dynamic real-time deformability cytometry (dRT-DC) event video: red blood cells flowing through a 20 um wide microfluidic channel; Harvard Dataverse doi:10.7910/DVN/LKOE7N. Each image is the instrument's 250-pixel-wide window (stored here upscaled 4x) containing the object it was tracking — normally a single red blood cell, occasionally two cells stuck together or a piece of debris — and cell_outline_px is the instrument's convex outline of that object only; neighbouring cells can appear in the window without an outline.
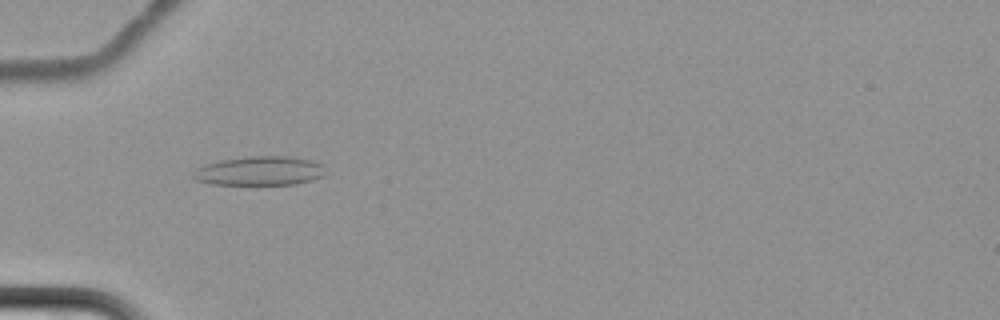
{"species": "common noctule bat (a hibernating species)", "species_latin": "Nyctalus noctula", "temperature_condition": "cold", "stored_images_in_passage": 8, "camera_frame_rate_fps": 3000, "um_per_image_px": 0.085, "animal": {"sex": "female", "body_mass_g": 22.7, "forearm_length_mm": 54.2}, "frame": {"image": 1, "passage_image": 7, "time_ms": 7.333, "image_size_px": [1000, 320], "cell_outline_px": [[324, 176], [312, 180], [296, 184], [212, 184], [196, 180], [192, 176], [192, 172], [196, 168], [204, 164], [220, 160], [248, 156], [288, 156], [308, 160], [324, 164]], "centroid_in_image_um": [22.05, 14.52], "position_along_channel_um": 62.9, "area_um2": 22.48}}